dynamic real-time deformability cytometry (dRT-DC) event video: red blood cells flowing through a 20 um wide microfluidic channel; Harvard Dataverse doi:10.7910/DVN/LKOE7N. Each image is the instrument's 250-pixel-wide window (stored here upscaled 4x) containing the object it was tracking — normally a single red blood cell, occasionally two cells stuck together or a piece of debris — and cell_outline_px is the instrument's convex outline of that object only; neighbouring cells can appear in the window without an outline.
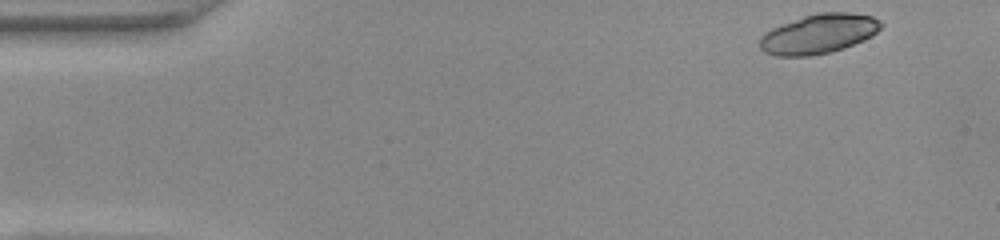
{"species": "common noctule bat (a hibernating species)", "species_latin": "Nyctalus noctula", "temperature_condition": "warm", "stored_images_in_passage": 46, "camera_frame_rate_fps": 3000, "um_per_image_px": 0.085, "animal": {"sex": "female", "body_mass_g": 22.0, "forearm_length_mm": 56.7}, "frame": {"image": 1, "passage_image": 1, "time_ms": 0.0, "image_size_px": [1000, 240], "cell_outline_px": [[884, 24], [876, 32], [864, 40], [844, 48], [828, 52], [808, 56], [776, 56], [764, 52], [760, 48], [760, 36], [764, 32], [772, 28], [804, 16], [820, 12], [848, 12], [872, 16], [880, 20]], "centroid_in_image_um": [69.59, 2.88], "position_along_channel_um": 15.4, "area_um2": 27.8}}
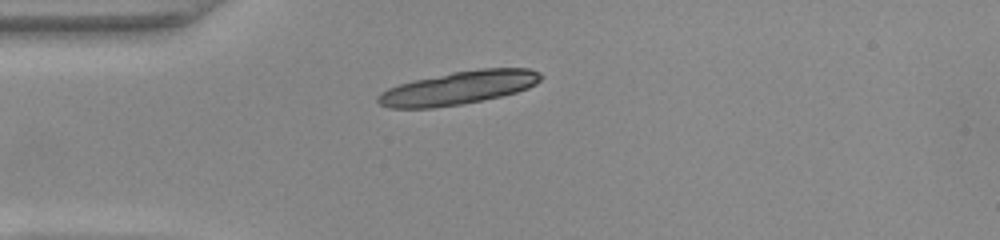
{"frame": {"image": 2, "passage_image": 10, "time_ms": 3.0, "image_size_px": [1000, 240], "cell_outline_px": [[544, 76], [536, 84], [528, 88], [516, 92], [500, 96], [460, 104], [432, 108], [392, 108], [380, 104], [376, 100], [376, 96], [380, 92], [388, 88], [400, 84], [416, 80], [452, 72], [480, 68], [528, 68], [540, 72]], "centroid_in_image_um": [38.99, 7.46], "position_along_channel_um": 46.0, "area_um2": 31.39}}